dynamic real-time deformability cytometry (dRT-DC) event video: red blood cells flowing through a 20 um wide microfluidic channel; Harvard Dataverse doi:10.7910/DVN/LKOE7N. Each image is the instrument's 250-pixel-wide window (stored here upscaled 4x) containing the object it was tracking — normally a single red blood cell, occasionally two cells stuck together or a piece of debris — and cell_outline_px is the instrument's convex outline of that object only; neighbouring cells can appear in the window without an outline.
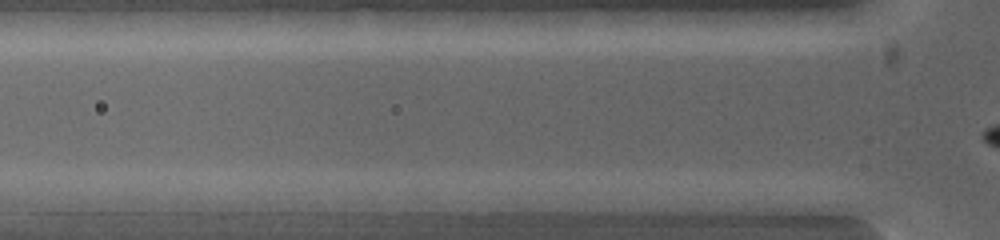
{"species": "common noctule bat (a hibernating species)", "species_latin": "Nyctalus noctula", "temperature_condition": "warm", "stored_images_in_passage": 4, "camera_frame_rate_fps": 5000, "um_per_image_px": 0.085, "animal": {"sex": "female", "body_mass_g": 19.0, "forearm_length_mm": 53.3}, "frame": {"image": 1, "passage_image": 4, "time_ms": 1.2, "image_size_px": [1000, 240], "cell_outline_px": [[596, 200], [540, 212], [500, 212], [496, 200], [516, 192], [580, 192]], "centroid_in_image_um": [45.91, 17.11], "position_along_channel_um": 79.9, "area_um2": 10.81}}